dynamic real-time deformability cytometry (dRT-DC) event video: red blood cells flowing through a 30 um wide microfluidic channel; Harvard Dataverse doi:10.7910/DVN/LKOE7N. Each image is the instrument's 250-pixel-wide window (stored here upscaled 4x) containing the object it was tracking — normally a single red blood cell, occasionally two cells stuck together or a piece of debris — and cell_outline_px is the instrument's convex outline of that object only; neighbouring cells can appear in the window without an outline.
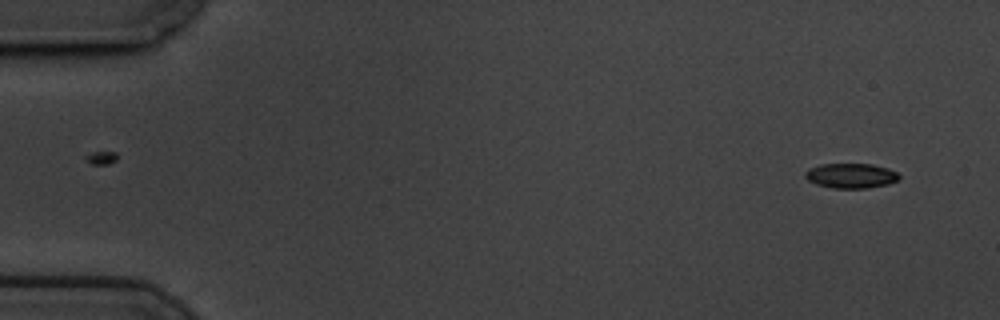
{"species": "common noctule bat (a hibernating species)", "species_latin": "Nyctalus noctula", "temperature_condition": "cold", "stored_images_in_passage": 56, "camera_frame_rate_fps": 3000, "um_per_image_px": 0.085, "animal": {"sex": "male", "body_mass_g": 19.5, "forearm_length_mm": 54.6}, "frame": {"image": 1, "passage_image": 1, "time_ms": 0.0, "image_size_px": [1000, 320], "cell_outline_px": [[900, 180], [888, 184], [868, 188], [832, 188], [816, 184], [808, 180], [804, 176], [804, 172], [808, 168], [820, 164], [872, 164], [888, 168], [896, 172], [900, 176]], "centroid_in_image_um": [72.32, 14.93], "position_along_channel_um": 12.7, "area_um2": 13.76}}
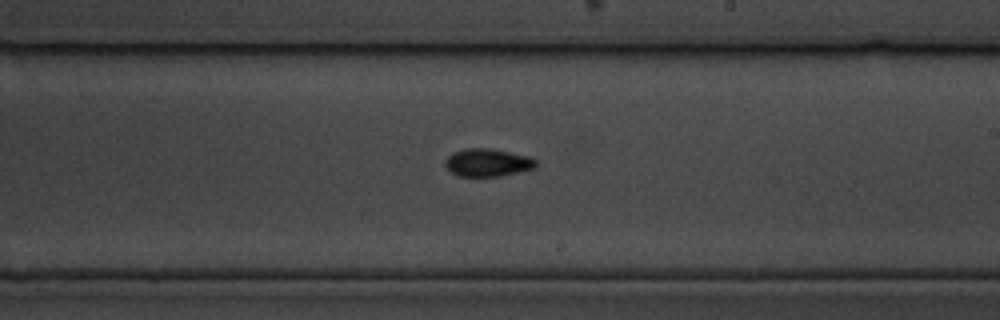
{"frame": {"image": 2, "passage_image": 32, "time_ms": 10.333, "image_size_px": [1000, 320], "cell_outline_px": [[536, 168], [520, 172], [500, 176], [460, 176], [452, 172], [444, 164], [444, 160], [448, 156], [464, 148], [492, 148], [528, 156], [536, 160]], "centroid_in_image_um": [41.47, 13.81], "position_along_channel_um": 247.5, "area_um2": 14.68}}
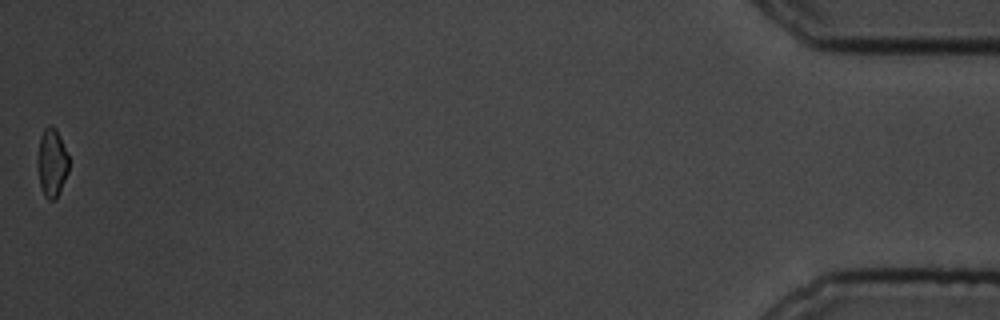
{"frame": {"image": 3, "passage_image": 56, "time_ms": 18.333, "image_size_px": [1000, 320], "cell_outline_px": [[68, 172], [56, 200], [48, 200], [44, 196], [40, 184], [36, 160], [40, 136], [44, 128], [48, 124], [52, 124], [56, 128], [60, 136], [68, 156]], "centroid_in_image_um": [4.39, 13.81], "position_along_channel_um": 430.8, "area_um2": 12.66}, "authors_computed_cell_mechanics": {"area_um2": 14.1321, "velocity_mm_per_s": 3.4425, "shape_relaxation_time_tau1_ms": 3.7919, "shape_relaxation_time_tau2_ms": 6.9933, "deformation_change_tau1": 0.1057, "deformation_change_tau2": 0.0873}}